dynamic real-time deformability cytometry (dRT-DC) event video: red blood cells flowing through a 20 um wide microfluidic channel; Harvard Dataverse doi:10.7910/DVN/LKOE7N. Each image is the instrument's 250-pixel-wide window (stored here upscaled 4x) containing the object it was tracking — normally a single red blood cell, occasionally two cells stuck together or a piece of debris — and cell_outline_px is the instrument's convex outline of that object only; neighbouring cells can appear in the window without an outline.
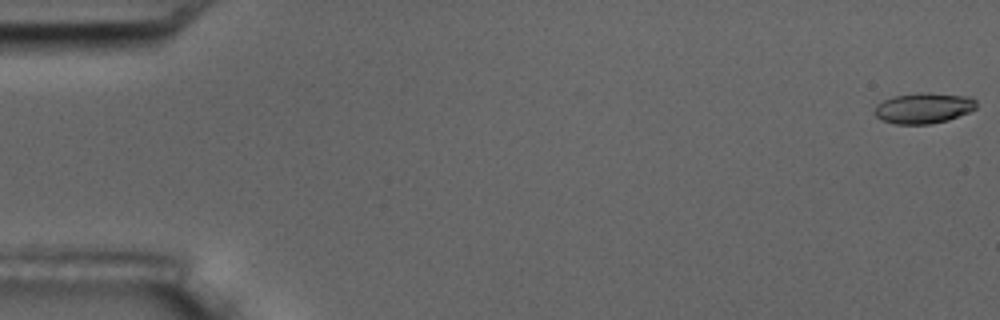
{"species": "common noctule bat (a hibernating species)", "species_latin": "Nyctalus noctula", "temperature_condition": "room temperature", "stored_images_in_passage": 2, "segment_of_instrument_passage": [2, 2], "camera_frame_rate_fps": 3000, "um_per_image_px": 0.085, "animal": {"sex": "male", "body_mass_g": 17.5, "forearm_length_mm": 52.3}, "frame": {"image": 1, "passage_image": 2, "time_ms": 1.333, "image_size_px": [1000, 320], "cell_outline_px": [[976, 108], [968, 112], [948, 120], [928, 124], [896, 124], [880, 120], [876, 116], [876, 104], [892, 96], [916, 92], [928, 92], [972, 96], [976, 100]], "centroid_in_image_um": [78.52, 9.17], "position_along_channel_um": 6.5, "area_um2": 18.38}}